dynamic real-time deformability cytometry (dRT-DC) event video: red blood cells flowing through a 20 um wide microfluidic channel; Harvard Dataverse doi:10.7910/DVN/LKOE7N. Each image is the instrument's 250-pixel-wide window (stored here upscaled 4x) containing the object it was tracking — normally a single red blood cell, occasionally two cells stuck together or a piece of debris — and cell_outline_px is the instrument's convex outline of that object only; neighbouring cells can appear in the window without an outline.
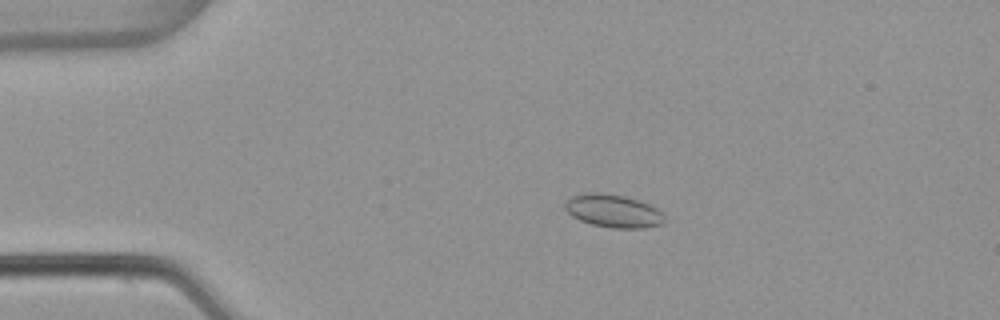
{"species": "common noctule bat (a hibernating species)", "species_latin": "Nyctalus noctula", "temperature_condition": "warm", "stored_images_in_passage": 6, "camera_frame_rate_fps": 3000, "um_per_image_px": 0.085, "animal": {"sex": "female", "body_mass_g": 22.7, "forearm_length_mm": 54.2}, "frame": {"image": 1, "passage_image": 3, "time_ms": 0.667, "image_size_px": [1000, 320], "cell_outline_px": [[668, 220], [664, 224], [644, 228], [612, 228], [592, 224], [580, 220], [572, 216], [564, 208], [564, 200], [572, 196], [588, 192], [600, 192], [624, 196], [640, 200], [656, 208]], "centroid_in_image_um": [52.13, 17.93], "position_along_channel_um": 32.9, "area_um2": 19.36}}
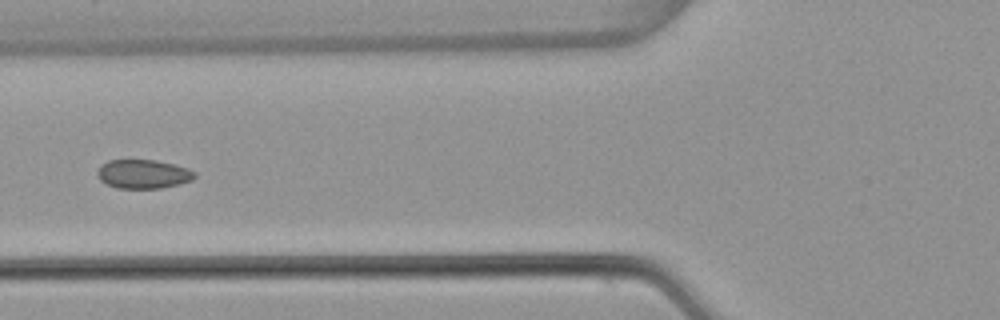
{"frame": {"image": 2, "passage_image": 5, "time_ms": 1.333, "image_size_px": [1000, 320], "cell_outline_px": [[196, 176], [192, 180], [180, 184], [160, 188], [116, 188], [100, 180], [96, 172], [100, 164], [108, 160], [156, 160], [188, 168], [196, 172]], "centroid_in_image_um": [12.17, 14.79], "position_along_channel_um": 113.6, "area_um2": 16.47}}
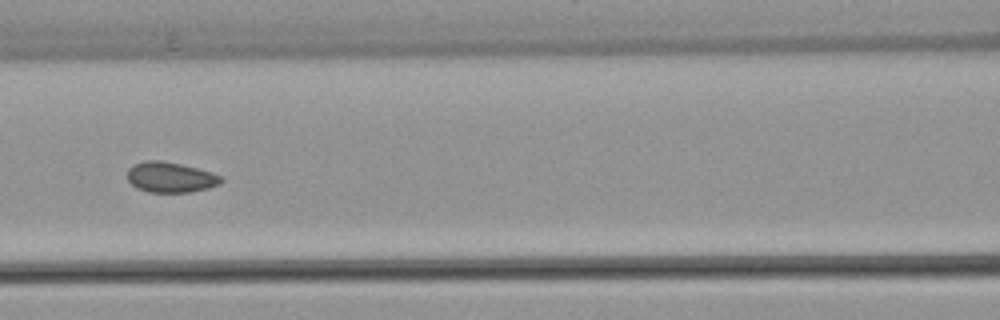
{"frame": {"image": 3, "passage_image": 6, "time_ms": 1.667, "image_size_px": [1000, 320], "cell_outline_px": [[224, 180], [220, 184], [208, 188], [188, 192], [148, 192], [136, 188], [128, 180], [128, 168], [132, 164], [144, 160], [160, 160], [180, 164], [212, 172], [224, 176]], "centroid_in_image_um": [14.5, 15.06], "position_along_channel_um": 152.1, "area_um2": 16.76}}